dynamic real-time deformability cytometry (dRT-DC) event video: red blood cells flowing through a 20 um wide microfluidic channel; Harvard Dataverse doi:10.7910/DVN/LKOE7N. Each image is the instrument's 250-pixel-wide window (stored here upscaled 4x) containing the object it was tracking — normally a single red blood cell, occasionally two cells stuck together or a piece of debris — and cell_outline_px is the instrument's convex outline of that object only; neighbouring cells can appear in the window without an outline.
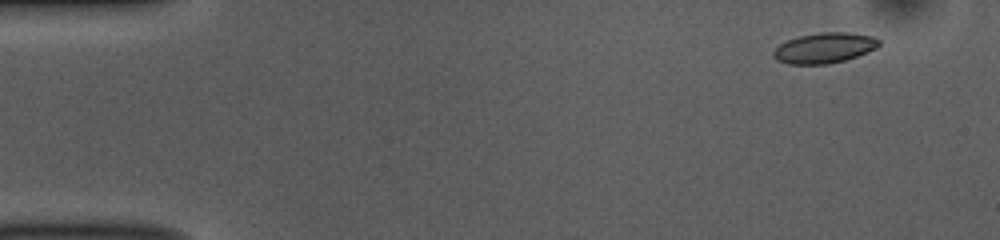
{"species": "common noctule bat (a hibernating species)", "species_latin": "Nyctalus noctula", "temperature_condition": "room temperature", "stored_images_in_passage": 14, "camera_frame_rate_fps": 3000, "um_per_image_px": 0.085, "animal": {"sex": "female", "body_mass_g": 10.0, "forearm_length_mm": 53.1}, "frame": {"image": 1, "passage_image": 5, "time_ms": 1.333, "image_size_px": [1000, 240], "cell_outline_px": [[880, 44], [876, 48], [868, 52], [844, 60], [828, 64], [788, 64], [776, 60], [772, 56], [772, 52], [780, 44], [788, 40], [800, 36], [820, 32], [848, 32], [872, 36], [880, 40]], "centroid_in_image_um": [70.06, 4.07], "position_along_channel_um": 14.9, "area_um2": 18.67}}